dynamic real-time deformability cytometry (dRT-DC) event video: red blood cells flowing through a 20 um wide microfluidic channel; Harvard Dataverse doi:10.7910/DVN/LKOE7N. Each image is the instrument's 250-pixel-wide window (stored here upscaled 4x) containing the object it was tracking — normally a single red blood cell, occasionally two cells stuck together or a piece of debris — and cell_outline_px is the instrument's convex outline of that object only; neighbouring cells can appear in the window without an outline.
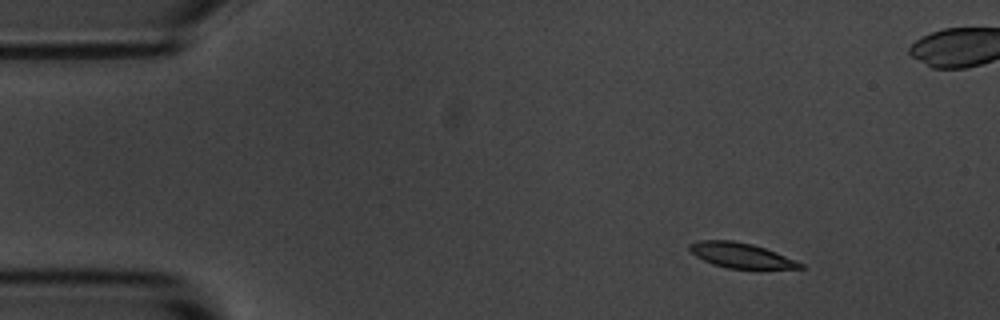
{"species": "common noctule bat (a hibernating species)", "species_latin": "Nyctalus noctula", "temperature_condition": "room temperature", "stored_images_in_passage": 50, "segment_of_instrument_passage": [1, 2], "camera_frame_rate_fps": 3000, "um_per_image_px": 0.085, "animal": {"sex": "male", "body_mass_g": 20.1, "forearm_length_mm": 53.5}, "frame": {"image": 1, "passage_image": 1, "time_ms": 0.0, "image_size_px": [1000, 320], "cell_outline_px": [[804, 268], [728, 268], [712, 264], [696, 256], [688, 248], [688, 244], [700, 240], [732, 240], [752, 244], [776, 252], [804, 264]], "centroid_in_image_um": [62.94, 21.69], "position_along_channel_um": 22.1, "area_um2": 15.9}}
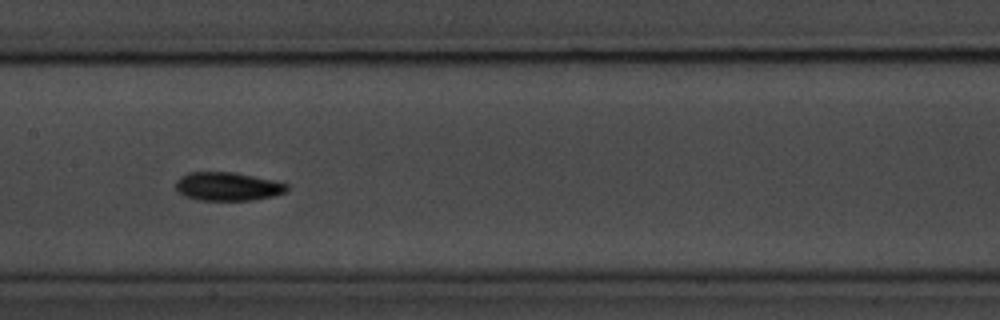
{"frame": {"image": 2, "passage_image": 21, "time_ms": 6.667, "image_size_px": [1000, 320], "cell_outline_px": [[288, 192], [272, 196], [252, 200], [196, 200], [184, 196], [176, 188], [176, 180], [180, 176], [188, 172], [232, 172], [276, 180], [288, 184]], "centroid_in_image_um": [19.37, 15.84], "position_along_channel_um": 188.0, "area_um2": 18.61}}
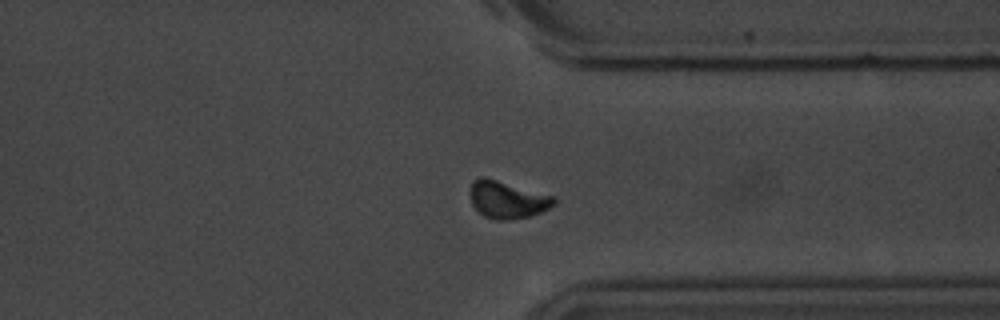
{"frame": {"image": 3, "passage_image": 36, "time_ms": 11.667, "image_size_px": [1000, 320], "cell_outline_px": [[556, 204], [532, 216], [504, 220], [496, 220], [484, 216], [472, 204], [468, 192], [472, 184], [480, 176], [484, 176], [556, 196]], "centroid_in_image_um": [43.14, 16.96], "position_along_channel_um": 368.3, "area_um2": 18.38}}